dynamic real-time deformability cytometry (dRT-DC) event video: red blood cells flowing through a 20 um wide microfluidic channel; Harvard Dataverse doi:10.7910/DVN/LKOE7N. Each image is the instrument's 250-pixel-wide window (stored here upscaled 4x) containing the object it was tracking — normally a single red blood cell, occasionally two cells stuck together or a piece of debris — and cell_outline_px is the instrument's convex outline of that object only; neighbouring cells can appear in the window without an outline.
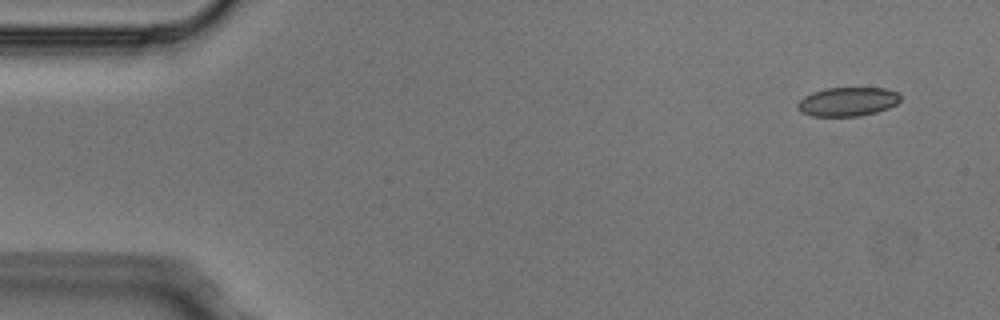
{"species": "Egyptian fruit bat (a non-hibernating species)", "species_latin": "Rousettus aegyptiacus", "temperature_condition": "cold", "stored_images_in_passage": 4, "camera_frame_rate_fps": 3000, "um_per_image_px": 0.085, "animal": {"sex": "male"}, "frame": {"image": 1, "passage_image": 1, "time_ms": 0.0, "image_size_px": [1000, 320], "cell_outline_px": [[900, 100], [896, 104], [888, 108], [876, 112], [860, 116], [812, 116], [800, 112], [796, 108], [796, 104], [804, 96], [812, 92], [824, 88], [884, 88], [900, 92]], "centroid_in_image_um": [72.03, 8.64], "position_along_channel_um": 13.0, "area_um2": 17.51}}
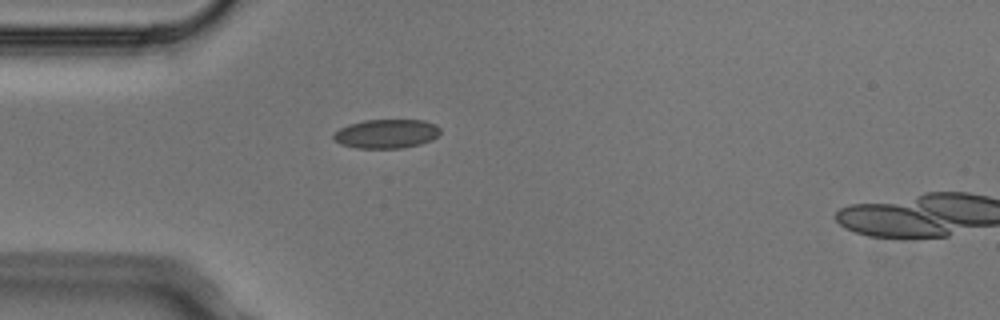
{"frame": {"image": 2, "passage_image": 3, "time_ms": 0.667, "image_size_px": [1000, 320], "cell_outline_px": [[440, 132], [432, 140], [420, 144], [404, 148], [356, 148], [340, 144], [332, 136], [340, 128], [348, 124], [364, 120], [424, 120], [436, 124], [440, 128]], "centroid_in_image_um": [32.86, 11.37], "position_along_channel_um": 52.1, "area_um2": 18.09}}